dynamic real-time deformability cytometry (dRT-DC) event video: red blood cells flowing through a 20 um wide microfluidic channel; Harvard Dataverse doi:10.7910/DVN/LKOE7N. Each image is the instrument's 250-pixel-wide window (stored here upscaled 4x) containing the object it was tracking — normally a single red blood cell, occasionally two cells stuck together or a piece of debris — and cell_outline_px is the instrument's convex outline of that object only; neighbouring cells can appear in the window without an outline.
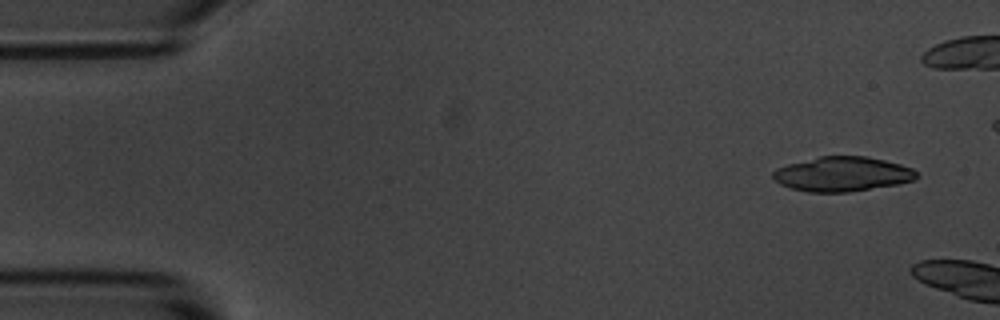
{"species": "common noctule bat (a hibernating species)", "species_latin": "Nyctalus noctula", "temperature_condition": "room temperature", "stored_images_in_passage": 3, "camera_frame_rate_fps": 3000, "um_per_image_px": 0.085, "animal": {"sex": "male", "body_mass_g": 20.1, "forearm_length_mm": 53.5}, "frame": {"image": 1, "passage_image": 1, "time_ms": 0.0, "image_size_px": [1000, 320], "cell_outline_px": [[920, 176], [916, 180], [896, 184], [848, 192], [808, 192], [788, 188], [780, 184], [772, 176], [772, 172], [776, 168], [788, 164], [820, 156], [868, 156], [900, 164], [912, 168]], "centroid_in_image_um": [71.6, 14.8], "position_along_channel_um": 13.4, "area_um2": 29.02}}